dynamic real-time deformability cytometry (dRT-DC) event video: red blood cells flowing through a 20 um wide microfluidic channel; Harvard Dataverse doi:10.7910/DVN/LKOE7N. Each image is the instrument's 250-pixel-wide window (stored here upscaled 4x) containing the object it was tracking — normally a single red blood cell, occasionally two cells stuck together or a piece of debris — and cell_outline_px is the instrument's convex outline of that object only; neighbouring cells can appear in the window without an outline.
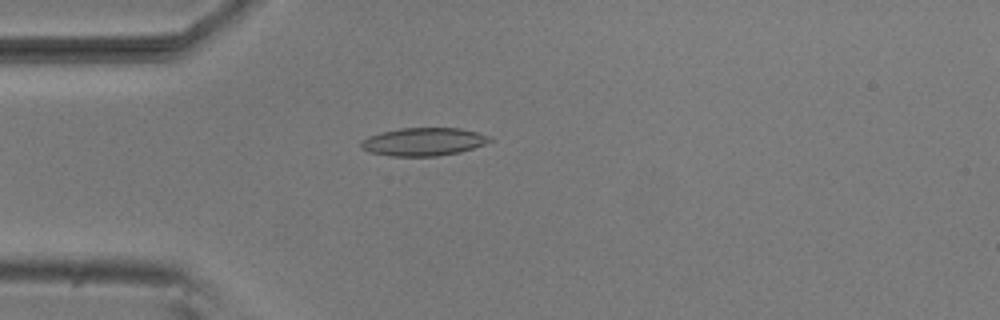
{"species": "common noctule bat (a hibernating species)", "species_latin": "Nyctalus noctula", "temperature_condition": "room temperature", "stored_images_in_passage": 52, "camera_frame_rate_fps": 3000, "um_per_image_px": 0.085, "animal": {"sex": "male", "body_mass_g": 20.5, "forearm_length_mm": 52.5}, "frame": {"image": 1, "passage_image": 13, "time_ms": 4.0, "image_size_px": [1000, 320], "cell_outline_px": [[496, 140], [460, 152], [436, 156], [392, 156], [368, 152], [360, 148], [360, 144], [368, 136], [380, 132], [400, 128], [460, 128], [492, 136]], "centroid_in_image_um": [36.02, 12.04], "position_along_channel_um": 49.0, "area_um2": 21.15}}
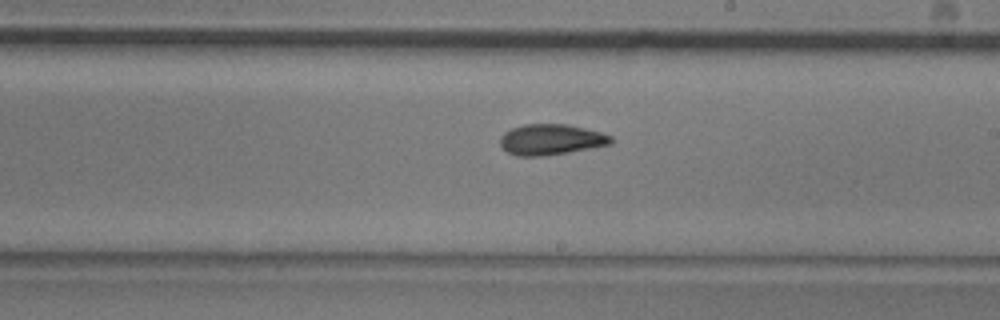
{"frame": {"image": 2, "passage_image": 29, "time_ms": 9.333, "image_size_px": [1000, 320], "cell_outline_px": [[612, 144], [568, 152], [544, 156], [516, 156], [508, 152], [500, 144], [500, 136], [504, 132], [512, 128], [524, 124], [568, 124], [600, 132], [612, 136]], "centroid_in_image_um": [46.82, 11.86], "position_along_channel_um": 242.2, "area_um2": 19.83}}
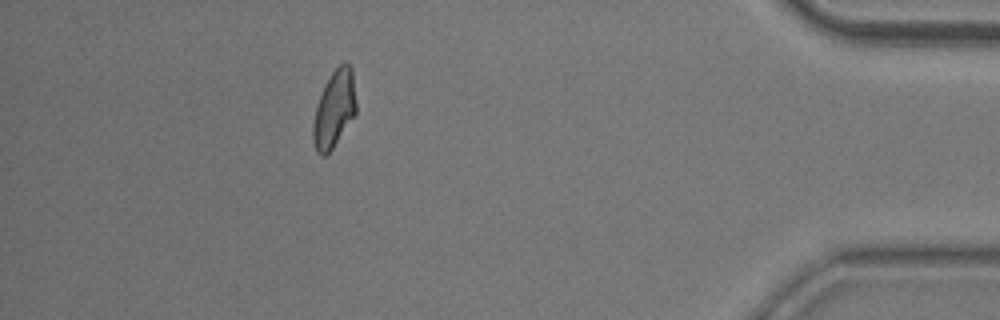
{"frame": {"image": 3, "passage_image": 46, "time_ms": 15.0, "image_size_px": [1000, 320], "cell_outline_px": [[356, 112], [332, 148], [324, 156], [320, 156], [316, 152], [312, 140], [312, 124], [316, 108], [324, 84], [332, 72], [344, 60], [352, 68], [356, 104]], "centroid_in_image_um": [28.39, 9.26], "position_along_channel_um": 406.8, "area_um2": 19.19}, "authors_computed_cell_mechanics": {"area_um2": 19.6809, "velocity_mm_per_s": 3.8153, "shape_relaxation_time_tau1_ms": 7.4447, "shape_relaxation_time_tau2_ms": 4.4468, "deformation_change_tau1": 0.2014, "deformation_change_tau2": 0.1071}}